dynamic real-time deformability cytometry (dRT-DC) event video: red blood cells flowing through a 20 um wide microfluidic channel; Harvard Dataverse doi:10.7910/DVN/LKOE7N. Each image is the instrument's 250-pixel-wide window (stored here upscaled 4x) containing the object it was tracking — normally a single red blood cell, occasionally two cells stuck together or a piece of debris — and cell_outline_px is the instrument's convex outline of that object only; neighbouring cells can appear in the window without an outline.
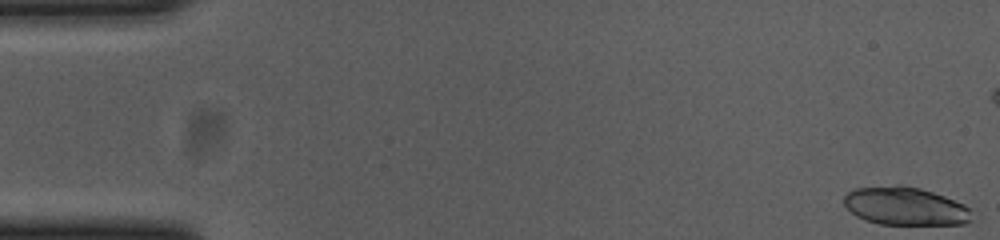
{"species": "common noctule bat (a hibernating species)", "species_latin": "Nyctalus noctula", "temperature_condition": "cold", "stored_images_in_passage": 56, "camera_frame_rate_fps": 3000, "um_per_image_px": 0.085, "animal": {"sex": "female", "body_mass_g": 23.0, "forearm_length_mm": 53.4}, "frame": {"image": 1, "passage_image": 1, "time_ms": 0.0, "image_size_px": [1000, 240], "cell_outline_px": [[972, 220], [964, 224], [880, 224], [864, 220], [856, 216], [844, 204], [844, 196], [848, 192], [856, 188], [900, 184], [920, 188], [944, 196], [964, 204], [968, 208]], "centroid_in_image_um": [76.92, 17.52], "position_along_channel_um": 8.1, "area_um2": 28.32}, "authors_computed_cell_mechanics": {"area_um2": 29.1601, "velocity_mm_per_s": 3.6663, "shape_relaxation_time_tau1_ms": null, "shape_relaxation_time_tau2_ms": 1.8818, "deformation_change_tau1": null, "deformation_change_tau2": 0.0644}}